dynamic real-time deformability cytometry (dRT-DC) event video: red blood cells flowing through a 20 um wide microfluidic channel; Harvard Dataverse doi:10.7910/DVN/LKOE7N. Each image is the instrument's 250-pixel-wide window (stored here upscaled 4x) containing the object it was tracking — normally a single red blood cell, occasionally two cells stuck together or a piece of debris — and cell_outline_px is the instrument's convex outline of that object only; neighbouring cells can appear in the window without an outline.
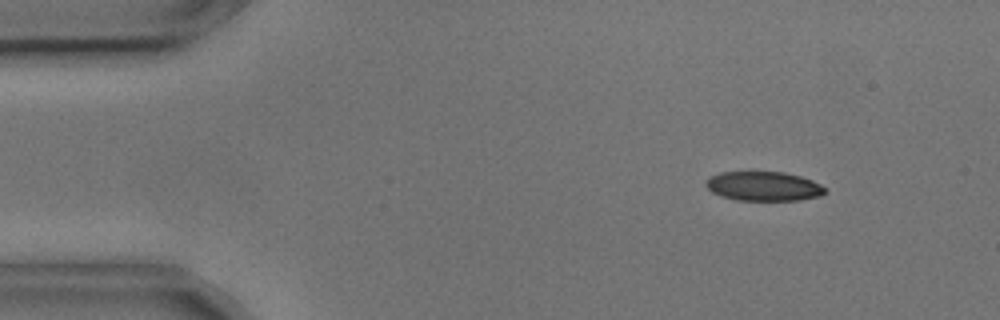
{"species": "common noctule bat (a hibernating species)", "species_latin": "Nyctalus noctula", "temperature_condition": "cold", "stored_images_in_passage": 6, "camera_frame_rate_fps": 3000, "um_per_image_px": 0.085, "animal": {"sex": "male", "body_mass_g": 17.9, "forearm_length_mm": 54.2}, "frame": {"image": 1, "passage_image": 2, "time_ms": 0.333, "image_size_px": [1000, 320], "cell_outline_px": [[828, 192], [820, 196], [800, 200], [736, 200], [720, 196], [712, 192], [704, 184], [704, 180], [708, 176], [720, 172], [748, 168], [784, 172], [800, 176], [812, 180], [828, 188]], "centroid_in_image_um": [64.86, 15.77], "position_along_channel_um": 20.1, "area_um2": 21.62}}